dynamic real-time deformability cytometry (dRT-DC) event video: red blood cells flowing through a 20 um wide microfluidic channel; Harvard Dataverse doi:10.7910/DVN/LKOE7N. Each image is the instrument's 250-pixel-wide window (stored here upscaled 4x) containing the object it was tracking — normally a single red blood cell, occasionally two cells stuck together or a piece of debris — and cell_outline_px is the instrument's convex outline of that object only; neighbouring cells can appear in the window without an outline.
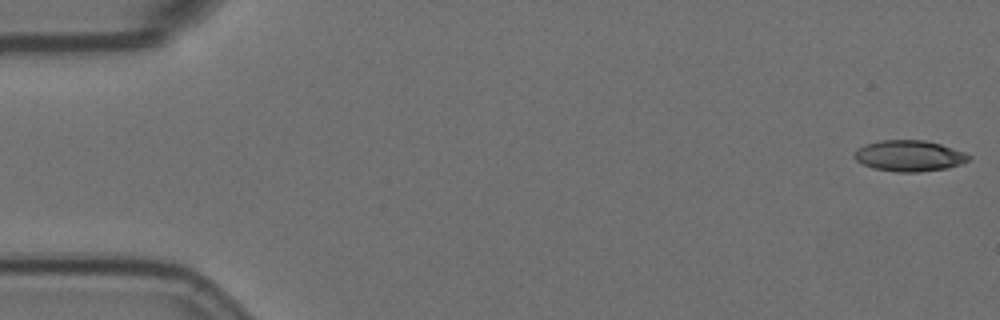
{"species": "Egyptian fruit bat (a non-hibernating species)", "species_latin": "Rousettus aegyptiacus", "temperature_condition": "room temperature", "stored_images_in_passage": 19, "camera_frame_rate_fps": 3000, "um_per_image_px": 0.085, "animal": {"sex": "female"}, "frame": {"image": 1, "passage_image": 1, "time_ms": 0.0, "image_size_px": [1000, 320], "cell_outline_px": [[972, 156], [968, 160], [960, 164], [948, 168], [920, 172], [896, 172], [872, 168], [856, 160], [852, 156], [856, 148], [864, 144], [880, 140], [924, 140], [940, 144], [964, 152]], "centroid_in_image_um": [77.25, 13.24], "position_along_channel_um": 7.8, "area_um2": 20.81}}
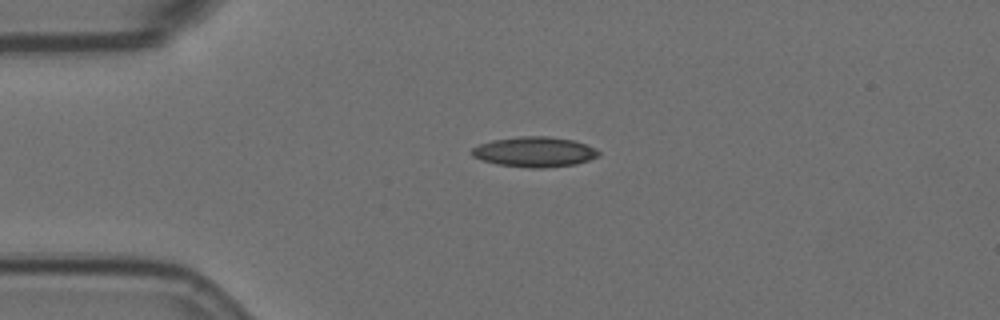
{"frame": {"image": 2, "passage_image": 13, "time_ms": 4.0, "image_size_px": [1000, 320], "cell_outline_px": [[600, 156], [576, 164], [544, 168], [528, 168], [496, 164], [480, 160], [472, 156], [472, 148], [480, 144], [492, 140], [520, 136], [548, 136], [572, 140], [596, 148], [600, 152]], "centroid_in_image_um": [45.43, 12.92], "position_along_channel_um": 39.6, "area_um2": 22.37}}
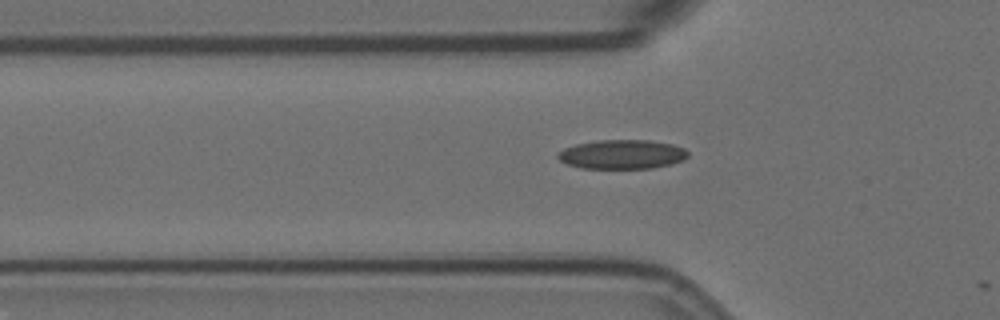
{"frame": {"image": 3, "passage_image": 18, "time_ms": 5.667, "image_size_px": [1000, 320], "cell_outline_px": [[688, 156], [684, 160], [652, 168], [580, 168], [568, 164], [560, 160], [556, 156], [564, 148], [576, 144], [600, 140], [648, 140], [672, 144], [684, 148], [688, 152]], "centroid_in_image_um": [52.88, 13.12], "position_along_channel_um": 72.9, "area_um2": 21.96}}